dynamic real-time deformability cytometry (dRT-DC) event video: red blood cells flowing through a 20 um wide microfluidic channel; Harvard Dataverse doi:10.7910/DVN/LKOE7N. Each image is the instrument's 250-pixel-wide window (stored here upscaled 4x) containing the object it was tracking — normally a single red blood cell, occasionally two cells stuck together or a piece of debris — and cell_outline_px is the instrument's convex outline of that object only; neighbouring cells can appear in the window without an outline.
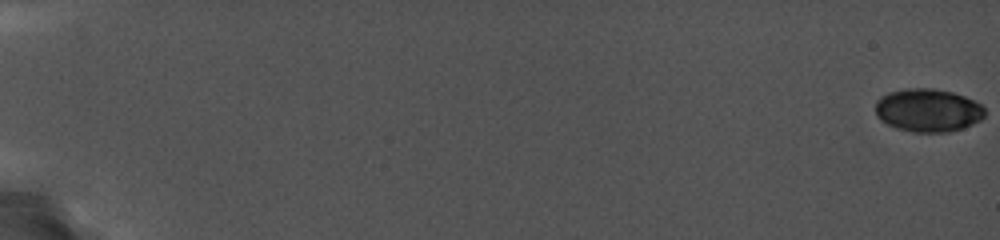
{"species": "common noctule bat (a hibernating species)", "species_latin": "Nyctalus noctula", "temperature_condition": "cold", "stored_images_in_passage": 33, "camera_frame_rate_fps": 5000, "um_per_image_px": 0.085, "animal": {"sex": "female", "body_mass_g": 19.0, "forearm_length_mm": 56.7}, "frame": {"image": 1, "passage_image": 1, "time_ms": 0.0, "image_size_px": [1000, 240], "cell_outline_px": [[984, 116], [980, 120], [972, 124], [948, 132], [916, 132], [900, 128], [888, 124], [876, 112], [876, 100], [880, 96], [888, 92], [904, 88], [932, 88], [952, 92], [964, 96], [980, 104], [984, 108]], "centroid_in_image_um": [78.88, 9.35], "position_along_channel_um": 6.1, "area_um2": 27.11}}
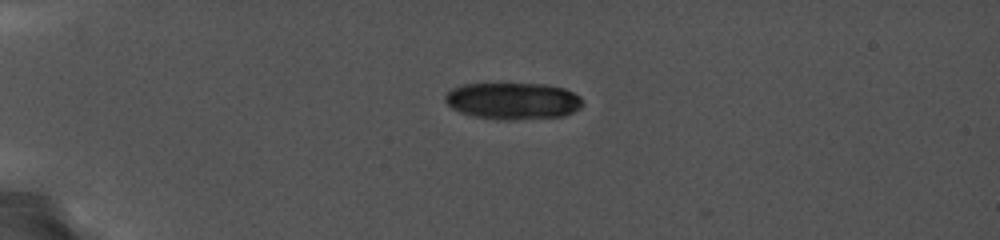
{"frame": {"image": 2, "passage_image": 28, "time_ms": 5.4, "image_size_px": [1000, 240], "cell_outline_px": [[580, 104], [572, 112], [560, 116], [508, 120], [504, 120], [476, 116], [464, 112], [448, 104], [448, 92], [452, 88], [464, 84], [544, 84], [564, 88], [572, 92], [580, 100]], "centroid_in_image_um": [43.6, 8.56], "position_along_channel_um": 41.4, "area_um2": 28.38}}